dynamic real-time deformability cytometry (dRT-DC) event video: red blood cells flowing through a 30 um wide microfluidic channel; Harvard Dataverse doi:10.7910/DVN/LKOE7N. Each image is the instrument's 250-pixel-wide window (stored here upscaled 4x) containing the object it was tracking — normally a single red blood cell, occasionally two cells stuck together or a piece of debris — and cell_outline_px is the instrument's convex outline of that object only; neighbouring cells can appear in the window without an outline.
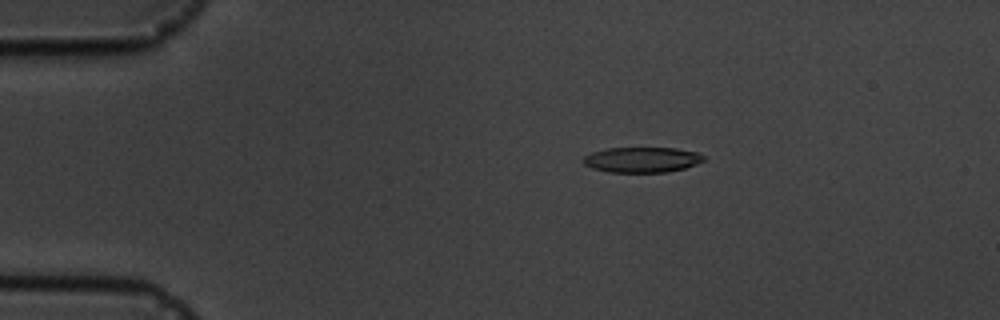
{"species": "common noctule bat (a hibernating species)", "species_latin": "Nyctalus noctula", "temperature_condition": "cold", "stored_images_in_passage": 5, "camera_frame_rate_fps": 3000, "um_per_image_px": 0.085, "animal": {"sex": "male", "body_mass_g": 19.5, "forearm_length_mm": 54.6}, "frame": {"image": 1, "passage_image": 3, "time_ms": 2.333, "image_size_px": [1000, 320], "cell_outline_px": [[704, 160], [696, 164], [684, 168], [668, 172], [608, 172], [592, 168], [584, 164], [580, 160], [584, 156], [592, 152], [608, 148], [676, 148], [696, 152], [704, 156]], "centroid_in_image_um": [54.53, 13.58], "position_along_channel_um": 30.5, "area_um2": 17.8}}